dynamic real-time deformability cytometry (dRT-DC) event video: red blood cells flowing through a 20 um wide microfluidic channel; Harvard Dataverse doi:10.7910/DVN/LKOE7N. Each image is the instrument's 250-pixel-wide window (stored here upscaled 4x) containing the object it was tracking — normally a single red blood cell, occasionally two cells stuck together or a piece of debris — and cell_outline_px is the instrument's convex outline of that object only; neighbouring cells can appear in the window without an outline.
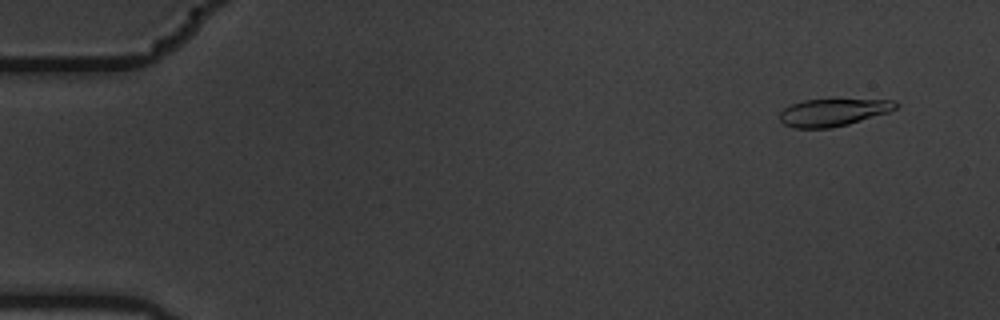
{"species": "common noctule bat (a hibernating species)", "species_latin": "Nyctalus noctula", "temperature_condition": "warm", "stored_images_in_passage": 3, "camera_frame_rate_fps": 3000, "um_per_image_px": 0.085, "animal": {"sex": "male", "body_mass_g": 19.5, "forearm_length_mm": 54.6}, "frame": {"image": 1, "passage_image": 1, "time_ms": 0.0, "image_size_px": [1000, 320], "cell_outline_px": [[900, 104], [896, 108], [888, 112], [848, 124], [832, 128], [792, 128], [784, 124], [780, 120], [780, 112], [784, 108], [792, 104], [804, 100], [896, 100]], "centroid_in_image_um": [70.8, 9.56], "position_along_channel_um": 14.2, "area_um2": 18.32}}